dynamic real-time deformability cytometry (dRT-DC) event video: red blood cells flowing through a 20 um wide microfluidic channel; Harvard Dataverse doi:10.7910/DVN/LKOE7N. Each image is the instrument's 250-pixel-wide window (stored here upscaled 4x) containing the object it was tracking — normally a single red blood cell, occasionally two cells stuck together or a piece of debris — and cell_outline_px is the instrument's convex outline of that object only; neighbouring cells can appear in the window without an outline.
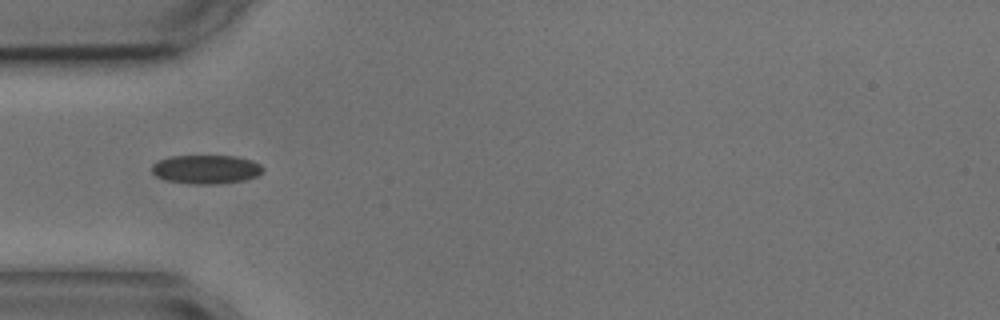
{"species": "common noctule bat (a hibernating species)", "species_latin": "Nyctalus noctula", "temperature_condition": "cold", "stored_images_in_passage": 4, "camera_frame_rate_fps": 3000, "um_per_image_px": 0.085, "animal": {"sex": "male", "body_mass_g": 17.9, "forearm_length_mm": 54.2}, "frame": {"image": 1, "passage_image": 3, "time_ms": 2.667, "image_size_px": [1000, 320], "cell_outline_px": [[264, 168], [256, 176], [244, 180], [216, 184], [192, 184], [168, 180], [156, 176], [152, 172], [152, 164], [160, 160], [172, 156], [236, 156], [252, 160], [260, 164]], "centroid_in_image_um": [17.52, 14.39], "position_along_channel_um": 67.5, "area_um2": 18.5}}